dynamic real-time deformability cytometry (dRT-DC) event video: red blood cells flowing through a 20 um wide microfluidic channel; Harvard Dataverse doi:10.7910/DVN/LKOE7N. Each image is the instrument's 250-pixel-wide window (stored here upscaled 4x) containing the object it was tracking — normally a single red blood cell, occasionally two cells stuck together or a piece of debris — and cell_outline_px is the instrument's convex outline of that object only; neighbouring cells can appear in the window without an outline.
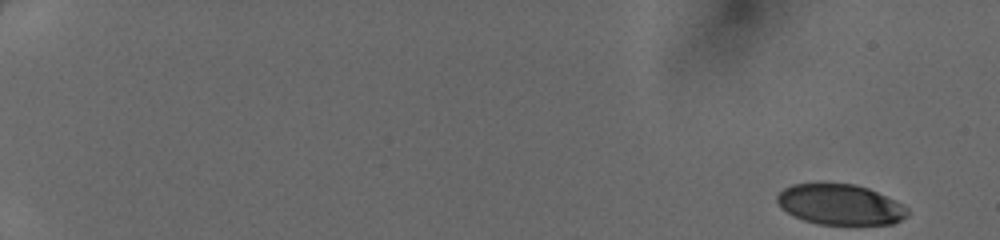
{"species": "human", "species_latin": "Homo sapiens", "temperature_condition": "cold", "stored_images_in_passage": 13, "camera_frame_rate_fps": 3000, "um_per_image_px": 0.085, "donor": {"sex": "female"}, "frame": {"image": 1, "passage_image": 1, "time_ms": 0.0, "image_size_px": [1000, 240], "cell_outline_px": [[908, 216], [892, 224], [820, 224], [804, 220], [780, 208], [776, 200], [776, 196], [784, 188], [792, 184], [820, 180], [824, 180], [856, 184], [868, 188], [904, 204], [908, 208]], "centroid_in_image_um": [71.38, 17.33], "position_along_channel_um": 13.6, "area_um2": 31.62}}
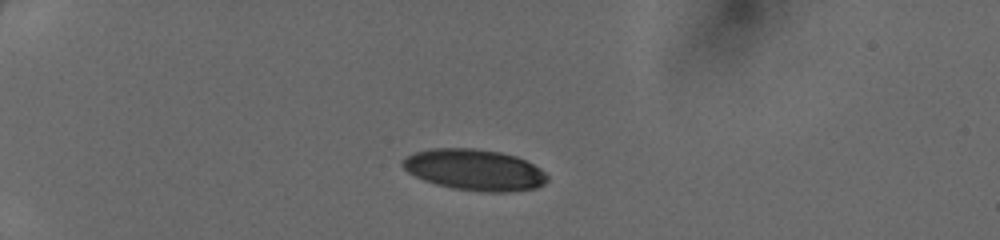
{"frame": {"image": 2, "passage_image": 10, "time_ms": 3.0, "image_size_px": [1000, 240], "cell_outline_px": [[548, 180], [544, 184], [536, 188], [504, 192], [488, 192], [452, 188], [436, 184], [424, 180], [408, 172], [400, 164], [400, 160], [404, 156], [428, 148], [476, 148], [500, 152], [516, 156], [540, 168], [548, 176]], "centroid_in_image_um": [40.3, 14.42], "position_along_channel_um": 44.7, "area_um2": 34.8}}
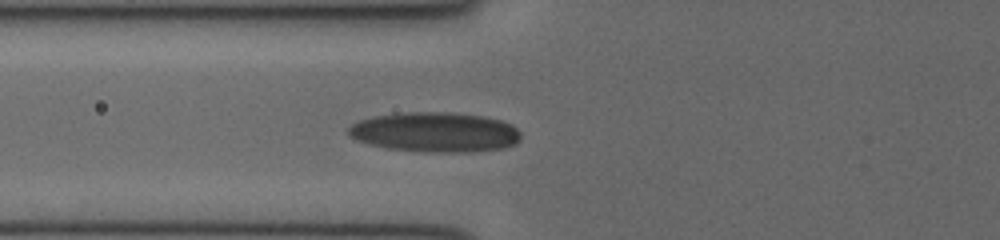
{"frame": {"image": 3, "passage_image": 13, "time_ms": 4.0, "image_size_px": [1000, 240], "cell_outline_px": [[520, 140], [516, 144], [504, 148], [472, 152], [428, 152], [388, 148], [368, 144], [356, 140], [348, 136], [348, 128], [352, 124], [360, 120], [376, 116], [408, 112], [448, 112], [484, 116], [500, 120], [512, 124], [520, 132]], "centroid_in_image_um": [37.0, 11.24], "position_along_channel_um": 88.8, "area_um2": 40.17}}